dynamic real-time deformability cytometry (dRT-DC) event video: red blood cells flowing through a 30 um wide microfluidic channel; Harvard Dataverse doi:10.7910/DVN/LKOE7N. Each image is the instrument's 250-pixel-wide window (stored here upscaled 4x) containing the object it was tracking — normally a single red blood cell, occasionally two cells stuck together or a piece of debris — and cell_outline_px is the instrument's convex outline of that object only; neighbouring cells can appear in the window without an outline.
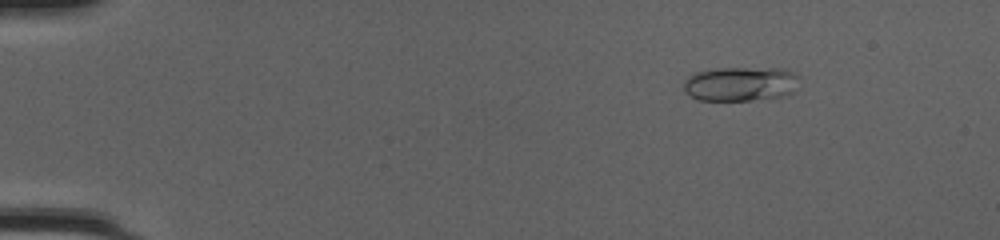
{"species": "common noctule bat (a hibernating species)", "species_latin": "Nyctalus noctula", "temperature_condition": "cold", "stored_images_in_passage": 51, "camera_frame_rate_fps": 3000, "um_per_image_px": 0.085, "animal": {"sex": "female", "body_mass_g": 20.0, "forearm_length_mm": 54.0}, "frame": {"image": 1, "passage_image": 8, "time_ms": 2.333, "image_size_px": [1000, 240], "cell_outline_px": [[796, 92], [784, 96], [752, 100], [696, 100], [684, 92], [684, 80], [692, 72], [720, 68], [784, 68], [792, 72], [796, 76]], "centroid_in_image_um": [62.9, 7.13], "position_along_channel_um": 22.1, "area_um2": 23.41}}
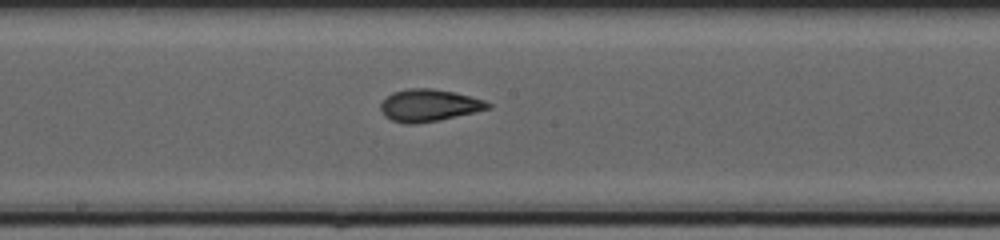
{"frame": {"image": 2, "passage_image": 29, "time_ms": 9.333, "image_size_px": [1000, 240], "cell_outline_px": [[492, 108], [476, 112], [440, 120], [416, 124], [404, 124], [392, 120], [384, 116], [380, 108], [380, 104], [392, 92], [408, 88], [432, 88], [452, 92], [484, 100], [492, 104]], "centroid_in_image_um": [36.46, 8.97], "position_along_channel_um": 211.7, "area_um2": 20.17}}
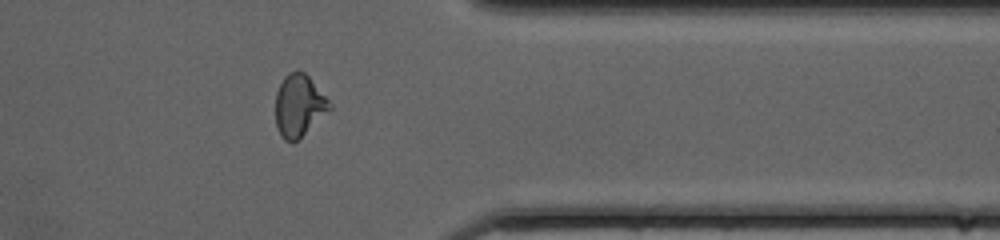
{"frame": {"image": 3, "passage_image": 42, "time_ms": 13.667, "image_size_px": [1000, 240], "cell_outline_px": [[332, 108], [300, 140], [292, 144], [284, 140], [280, 136], [276, 128], [276, 92], [284, 76], [288, 72], [304, 72], [308, 76], [332, 104]], "centroid_in_image_um": [25.41, 9.04], "position_along_channel_um": 386.0, "area_um2": 19.83}, "authors_computed_cell_mechanics": {"area_um2": 19.8254, "velocity_mm_per_s": 4.2215, "shape_relaxation_time_tau1_ms": null, "shape_relaxation_time_tau2_ms": 1.1551, "deformation_change_tau1": null, "deformation_change_tau2": 0.0745}}